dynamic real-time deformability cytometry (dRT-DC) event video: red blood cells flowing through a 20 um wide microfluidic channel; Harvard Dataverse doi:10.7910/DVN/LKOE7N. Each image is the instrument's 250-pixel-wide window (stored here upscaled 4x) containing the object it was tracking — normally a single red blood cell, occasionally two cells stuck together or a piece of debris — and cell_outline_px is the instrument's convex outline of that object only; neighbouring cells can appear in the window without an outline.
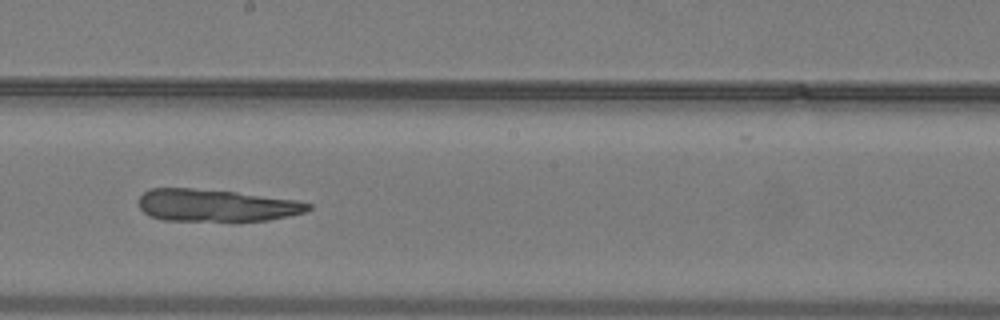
{"species": "common noctule bat (a hibernating species)", "species_latin": "Nyctalus noctula", "temperature_condition": "warm", "stored_images_in_passage": 34, "camera_frame_rate_fps": 3000, "um_per_image_px": 0.085, "animal": {"sex": "male", "body_mass_g": 19.2, "forearm_length_mm": 51.8}, "frame": {"image": 1, "passage_image": 13, "time_ms": 4.0, "image_size_px": [1000, 320], "cell_outline_px": [[312, 208], [304, 212], [288, 216], [268, 220], [164, 220], [152, 216], [144, 212], [140, 208], [140, 196], [144, 192], [152, 188], [192, 188], [236, 192], [296, 200], [312, 204]], "centroid_in_image_um": [18.38, 17.44], "position_along_channel_um": 229.8, "area_um2": 31.39}}